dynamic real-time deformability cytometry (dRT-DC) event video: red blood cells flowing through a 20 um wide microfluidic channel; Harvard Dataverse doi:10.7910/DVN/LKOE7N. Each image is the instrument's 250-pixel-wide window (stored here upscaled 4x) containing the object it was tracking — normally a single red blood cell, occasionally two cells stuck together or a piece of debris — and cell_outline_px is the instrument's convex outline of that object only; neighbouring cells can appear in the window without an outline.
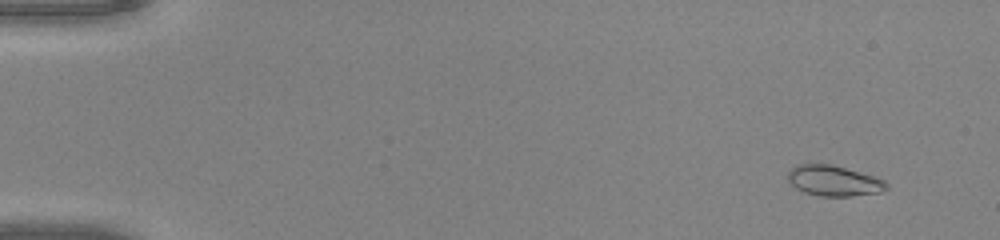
{"species": "common noctule bat (a hibernating species)", "species_latin": "Nyctalus noctula", "temperature_condition": "warm", "stored_images_in_passage": 50, "camera_frame_rate_fps": 3000, "um_per_image_px": 0.085, "animal": {"sex": "male", "body_mass_g": 20.0, "forearm_length_mm": 53.3}, "frame": {"image": 1, "passage_image": 4, "time_ms": 1.0, "image_size_px": [1000, 240], "cell_outline_px": [[888, 188], [880, 192], [852, 196], [820, 196], [804, 192], [796, 188], [788, 180], [788, 172], [796, 164], [832, 164], [872, 176], [884, 180], [888, 184]], "centroid_in_image_um": [70.86, 15.37], "position_along_channel_um": 14.1, "area_um2": 17.4}}
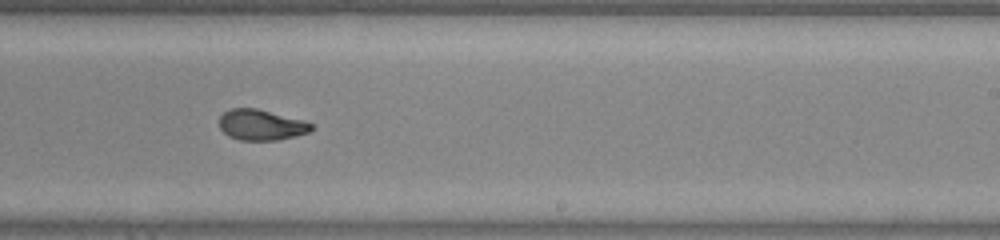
{"frame": {"image": 2, "passage_image": 32, "time_ms": 10.333, "image_size_px": [1000, 240], "cell_outline_px": [[312, 128], [308, 132], [276, 140], [240, 140], [228, 136], [220, 128], [220, 116], [224, 112], [232, 108], [256, 108], [304, 120], [312, 124]], "centroid_in_image_um": [22.17, 10.61], "position_along_channel_um": 266.8, "area_um2": 16.24}}
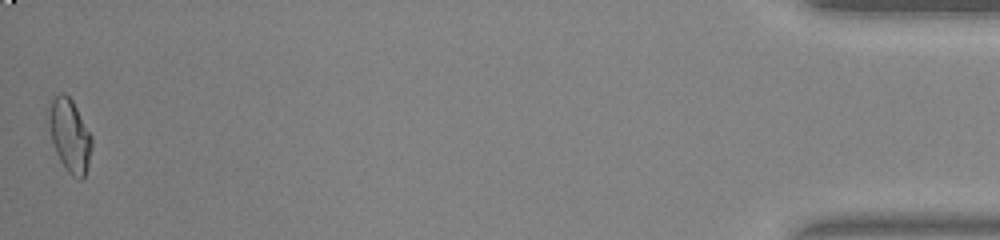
{"frame": {"image": 3, "passage_image": 50, "time_ms": 16.333, "image_size_px": [1000, 240], "cell_outline_px": [[92, 148], [88, 164], [84, 176], [80, 180], [72, 176], [64, 168], [56, 152], [44, 120], [52, 96], [60, 92], [64, 92], [72, 100], [92, 136]], "centroid_in_image_um": [5.86, 11.46], "position_along_channel_um": 429.3, "area_um2": 18.9}, "authors_computed_cell_mechanics": {"area_um2": 17.34, "velocity_mm_per_s": 4.1875, "shape_relaxation_time_tau1_ms": null, "shape_relaxation_time_tau2_ms": 0.9732, "deformation_change_tau1": null, "deformation_change_tau2": 0.0544}}